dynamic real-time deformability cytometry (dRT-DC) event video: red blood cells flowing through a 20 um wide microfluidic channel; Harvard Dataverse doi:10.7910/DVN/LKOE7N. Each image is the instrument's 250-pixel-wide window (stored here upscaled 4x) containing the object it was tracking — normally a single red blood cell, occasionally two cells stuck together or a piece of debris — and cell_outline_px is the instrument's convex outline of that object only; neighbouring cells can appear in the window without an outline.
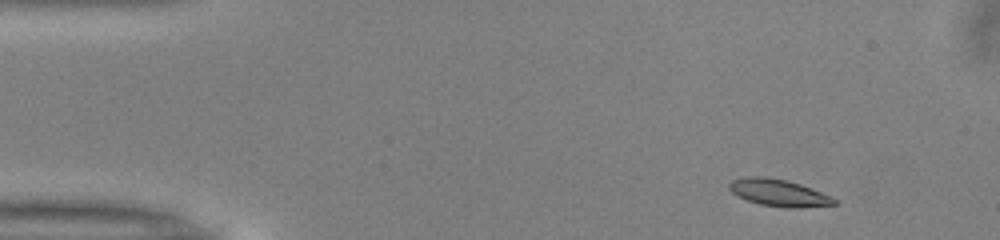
{"species": "common noctule bat (a hibernating species)", "species_latin": "Nyctalus noctula", "temperature_condition": "warm", "stored_images_in_passage": 49, "camera_frame_rate_fps": 3000, "um_per_image_px": 0.085, "animal": {"sex": "male", "body_mass_g": 13.0, "forearm_length_mm": 53.1}, "frame": {"image": 1, "passage_image": 3, "time_ms": 0.667, "image_size_px": [1000, 240], "cell_outline_px": [[836, 204], [800, 208], [788, 208], [760, 204], [748, 200], [732, 192], [728, 188], [728, 184], [732, 180], [744, 176], [764, 176], [784, 180], [800, 184], [832, 196], [836, 200]], "centroid_in_image_um": [66.19, 16.38], "position_along_channel_um": 18.8, "area_um2": 16.42}}
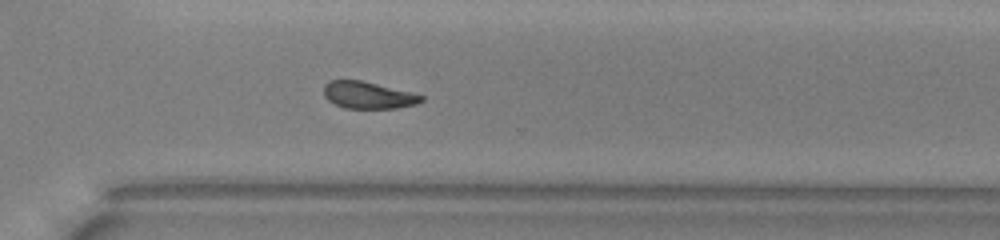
{"frame": {"image": 2, "passage_image": 34, "time_ms": 11.0, "image_size_px": [1000, 240], "cell_outline_px": [[424, 100], [416, 104], [396, 108], [344, 108], [328, 100], [324, 96], [324, 84], [328, 80], [360, 80], [424, 96]], "centroid_in_image_um": [31.24, 8.09], "position_along_channel_um": 339.4, "area_um2": 15.09}}
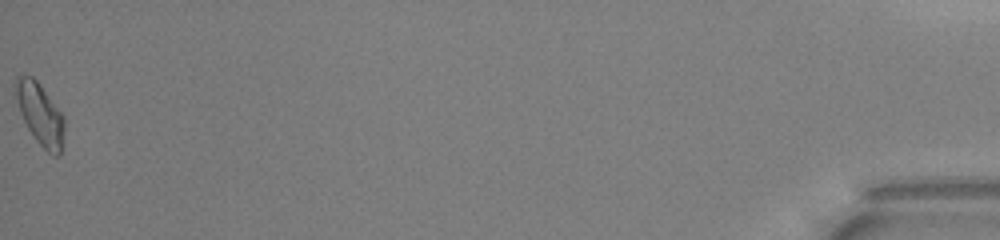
{"frame": {"image": 3, "passage_image": 49, "time_ms": 16.0, "image_size_px": [1000, 240], "cell_outline_px": [[64, 132], [60, 156], [52, 156], [36, 140], [28, 128], [20, 112], [16, 96], [16, 76], [32, 76], [36, 80], [64, 116]], "centroid_in_image_um": [3.44, 9.73], "position_along_channel_um": 431.8, "area_um2": 17.11}, "authors_computed_cell_mechanics": {"area_um2": 16.4152, "velocity_mm_per_s": 3.9937, "shape_relaxation_time_tau1_ms": 8.0757, "shape_relaxation_time_tau2_ms": 3.457, "deformation_change_tau1": 0.1797, "deformation_change_tau2": 0.1033}}